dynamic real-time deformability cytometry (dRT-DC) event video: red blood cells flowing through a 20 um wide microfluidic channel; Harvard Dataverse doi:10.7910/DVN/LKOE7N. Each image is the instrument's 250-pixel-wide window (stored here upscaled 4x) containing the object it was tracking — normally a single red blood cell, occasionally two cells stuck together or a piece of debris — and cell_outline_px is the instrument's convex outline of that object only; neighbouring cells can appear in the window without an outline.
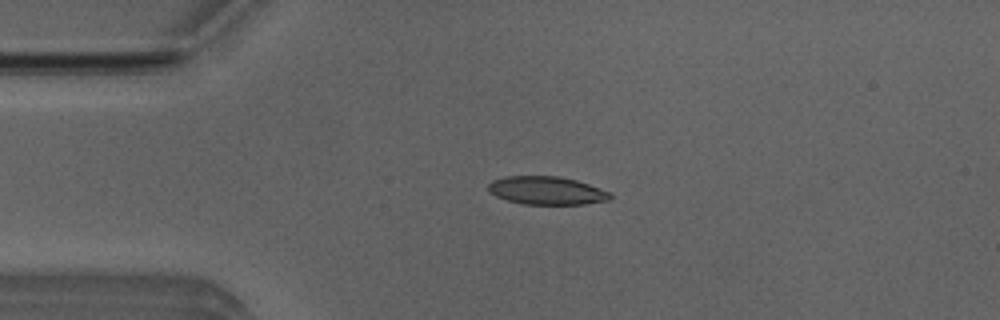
{"species": "Egyptian fruit bat (a non-hibernating species)", "species_latin": "Rousettus aegyptiacus", "temperature_condition": "room temperature", "stored_images_in_passage": 4, "camera_frame_rate_fps": 3000, "um_per_image_px": 0.085, "animal": {"sex": "male"}, "frame": {"image": 1, "passage_image": 3, "time_ms": 0.667, "image_size_px": [1000, 320], "cell_outline_px": [[612, 196], [608, 200], [584, 204], [524, 204], [508, 200], [496, 196], [488, 188], [488, 184], [492, 180], [504, 176], [560, 176], [576, 180], [588, 184], [608, 192]], "centroid_in_image_um": [46.44, 16.19], "position_along_channel_um": 38.6, "area_um2": 19.77}}